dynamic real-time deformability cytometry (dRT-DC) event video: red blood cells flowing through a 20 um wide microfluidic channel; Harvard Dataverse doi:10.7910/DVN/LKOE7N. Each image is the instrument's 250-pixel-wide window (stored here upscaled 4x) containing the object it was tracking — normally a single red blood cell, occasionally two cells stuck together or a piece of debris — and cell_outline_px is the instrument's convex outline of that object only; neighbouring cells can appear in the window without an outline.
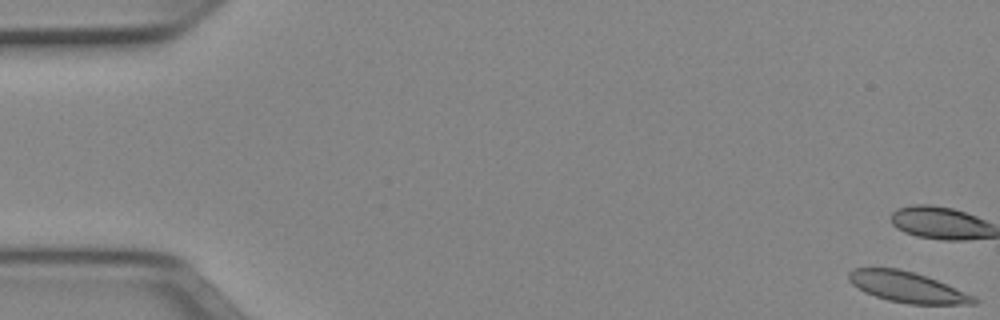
{"species": "Egyptian fruit bat (a non-hibernating species)", "species_latin": "Rousettus aegyptiacus", "temperature_condition": "cold", "stored_images_in_passage": 52, "camera_frame_rate_fps": 3000, "um_per_image_px": 0.085, "animal": {"sex": "female"}, "frame": {"image": 1, "passage_image": 1, "time_ms": 0.0, "image_size_px": [1000, 320], "cell_outline_px": [[980, 300], [976, 304], [908, 304], [888, 300], [864, 292], [852, 284], [848, 280], [848, 272], [852, 268], [896, 268], [912, 272], [936, 280], [976, 296]], "centroid_in_image_um": [77.12, 24.41], "position_along_channel_um": 7.9, "area_um2": 22.25}}